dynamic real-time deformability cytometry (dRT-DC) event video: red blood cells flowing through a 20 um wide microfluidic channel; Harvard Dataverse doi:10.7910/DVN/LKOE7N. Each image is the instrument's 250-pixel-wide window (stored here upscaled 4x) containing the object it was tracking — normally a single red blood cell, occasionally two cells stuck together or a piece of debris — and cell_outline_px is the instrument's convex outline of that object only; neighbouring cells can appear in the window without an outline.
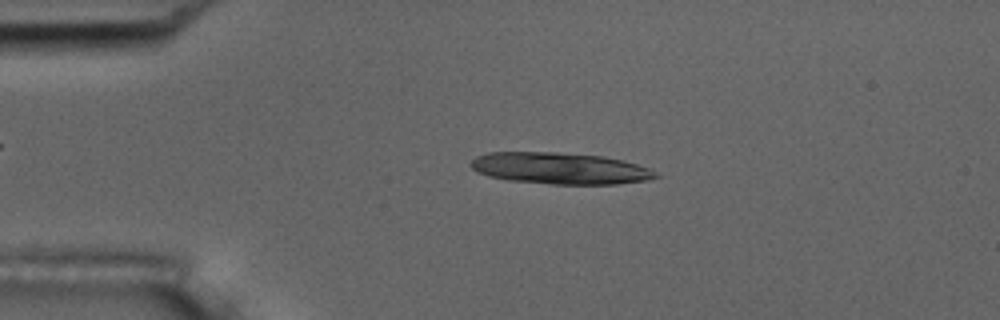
{"species": "common noctule bat (a hibernating species)", "species_latin": "Nyctalus noctula", "temperature_condition": "room temperature", "stored_images_in_passage": 36, "camera_frame_rate_fps": 3000, "um_per_image_px": 0.085, "animal": {"sex": "male", "body_mass_g": 17.5, "forearm_length_mm": 52.3}, "frame": {"image": 1, "passage_image": 11, "time_ms": 3.333, "image_size_px": [1000, 320], "cell_outline_px": [[664, 176], [648, 180], [616, 184], [552, 184], [508, 180], [488, 176], [476, 172], [468, 164], [476, 156], [488, 152], [556, 152], [604, 156], [636, 164], [648, 168]], "centroid_in_image_um": [47.58, 14.31], "position_along_channel_um": 37.4, "area_um2": 34.16}}